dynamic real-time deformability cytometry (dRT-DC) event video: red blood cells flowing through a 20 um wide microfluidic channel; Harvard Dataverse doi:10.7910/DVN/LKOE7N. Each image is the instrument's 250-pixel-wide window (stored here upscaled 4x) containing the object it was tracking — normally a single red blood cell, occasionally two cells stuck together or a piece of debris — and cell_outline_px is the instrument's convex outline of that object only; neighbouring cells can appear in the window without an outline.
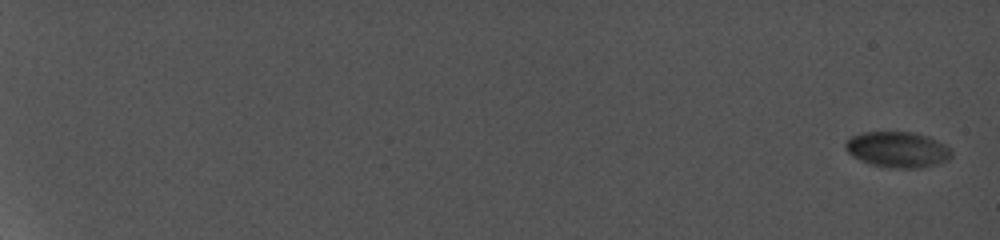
{"species": "common noctule bat (a hibernating species)", "species_latin": "Nyctalus noctula", "temperature_condition": "cold", "stored_images_in_passage": 12, "camera_frame_rate_fps": 5000, "um_per_image_px": 0.085, "animal": {"sex": "female", "body_mass_g": 19.0, "forearm_length_mm": 56.7}, "frame": {"image": 1, "passage_image": 1, "time_ms": 0.0, "image_size_px": [1000, 240], "cell_outline_px": [[952, 152], [948, 156], [940, 160], [928, 164], [876, 164], [864, 160], [848, 152], [844, 144], [852, 136], [864, 132], [912, 132], [928, 136], [948, 148]], "centroid_in_image_um": [76.2, 12.59], "position_along_channel_um": 8.8, "area_um2": 19.77}}
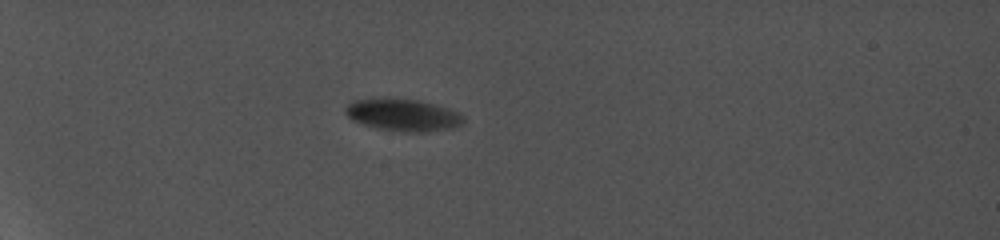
{"frame": {"image": 2, "passage_image": 9, "time_ms": 6.8, "image_size_px": [1000, 240], "cell_outline_px": [[460, 120], [456, 124], [436, 128], [388, 128], [368, 124], [356, 120], [348, 116], [348, 104], [356, 100], [416, 100], [432, 104], [456, 112], [460, 116]], "centroid_in_image_um": [34.15, 9.69], "position_along_channel_um": 50.8, "area_um2": 18.67}}
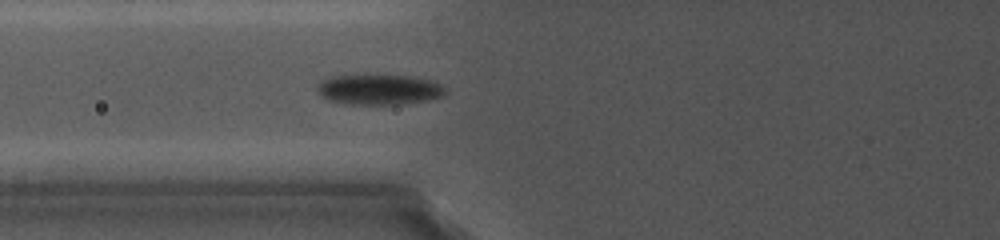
{"frame": {"image": 3, "passage_image": 12, "time_ms": 9.4, "image_size_px": [1000, 240], "cell_outline_px": [[444, 92], [440, 96], [420, 100], [396, 104], [352, 104], [328, 100], [320, 92], [320, 84], [328, 76], [368, 72], [384, 72], [412, 76], [428, 80], [444, 88]], "centroid_in_image_um": [32.14, 7.53], "position_along_channel_um": 93.7, "area_um2": 22.83}}